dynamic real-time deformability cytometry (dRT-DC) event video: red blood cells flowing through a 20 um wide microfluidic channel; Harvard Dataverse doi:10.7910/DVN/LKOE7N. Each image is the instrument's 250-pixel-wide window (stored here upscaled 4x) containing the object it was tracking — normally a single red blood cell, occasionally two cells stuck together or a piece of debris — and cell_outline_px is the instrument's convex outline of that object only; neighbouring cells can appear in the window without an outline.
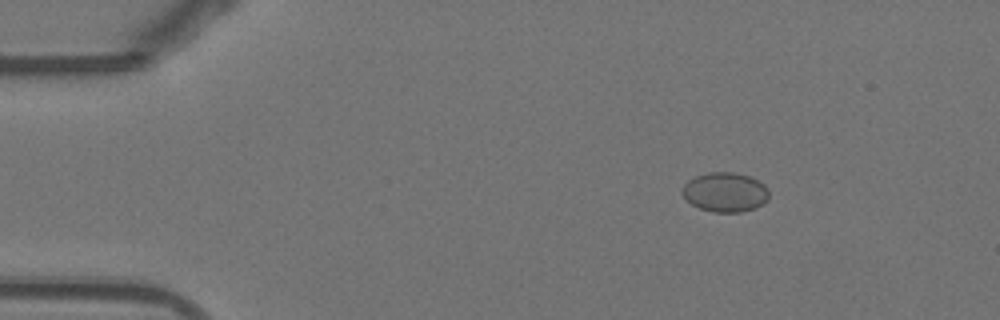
{"species": "Egyptian fruit bat (a non-hibernating species)", "species_latin": "Rousettus aegyptiacus", "temperature_condition": "warm", "stored_images_in_passage": 52, "camera_frame_rate_fps": 3000, "um_per_image_px": 0.085, "animal": {"sex": "female"}, "frame": {"image": 1, "passage_image": 7, "time_ms": 2.0, "image_size_px": [1000, 320], "cell_outline_px": [[768, 200], [756, 208], [740, 212], [712, 212], [700, 208], [692, 204], [680, 192], [684, 184], [688, 180], [696, 176], [708, 172], [736, 172], [748, 176], [764, 184], [768, 188]], "centroid_in_image_um": [61.63, 16.33], "position_along_channel_um": 23.4, "area_um2": 20.0}}
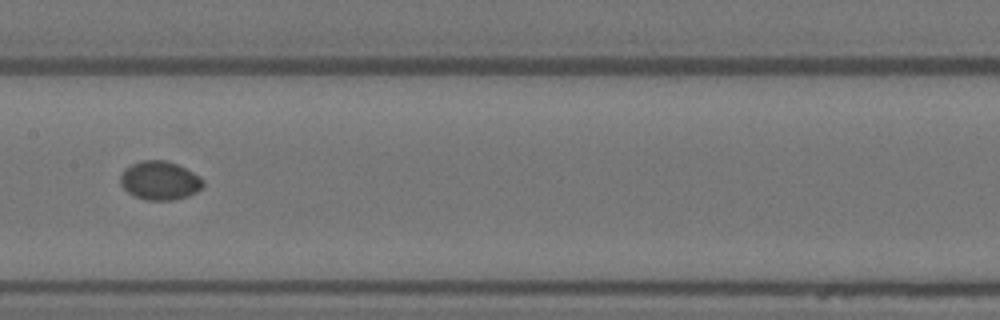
{"frame": {"image": 2, "passage_image": 26, "time_ms": 8.333, "image_size_px": [1000, 320], "cell_outline_px": [[204, 184], [196, 192], [188, 196], [172, 200], [144, 200], [128, 192], [120, 184], [120, 176], [124, 168], [140, 160], [168, 160], [200, 176], [204, 180]], "centroid_in_image_um": [13.57, 15.34], "position_along_channel_um": 193.8, "area_um2": 18.67}}
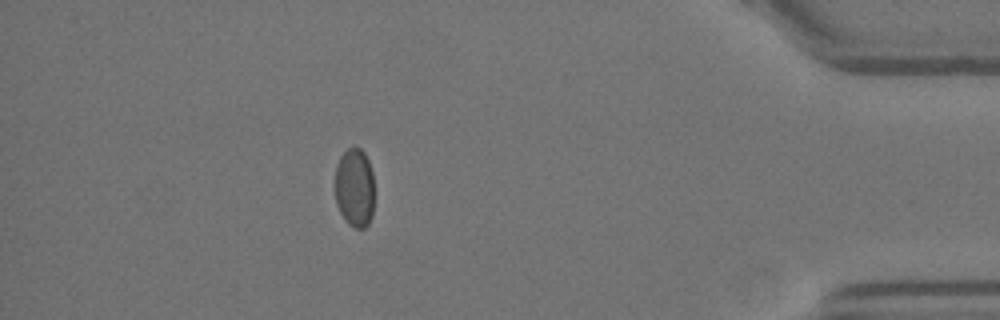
{"frame": {"image": 3, "passage_image": 46, "time_ms": 15.0, "image_size_px": [1000, 320], "cell_outline_px": [[372, 216], [368, 224], [364, 228], [356, 228], [348, 224], [344, 220], [336, 204], [336, 164], [340, 156], [348, 148], [356, 144], [364, 152], [368, 160], [372, 172]], "centroid_in_image_um": [30.12, 15.93], "position_along_channel_um": 405.1, "area_um2": 18.09}, "authors_computed_cell_mechanics": {"area_um2": 18.6694, "velocity_mm_per_s": 3.8746, "shape_relaxation_time_tau1_ms": 3.2025, "shape_relaxation_time_tau2_ms": null, "deformation_change_tau1": 0.0427, "deformation_change_tau2": null}}